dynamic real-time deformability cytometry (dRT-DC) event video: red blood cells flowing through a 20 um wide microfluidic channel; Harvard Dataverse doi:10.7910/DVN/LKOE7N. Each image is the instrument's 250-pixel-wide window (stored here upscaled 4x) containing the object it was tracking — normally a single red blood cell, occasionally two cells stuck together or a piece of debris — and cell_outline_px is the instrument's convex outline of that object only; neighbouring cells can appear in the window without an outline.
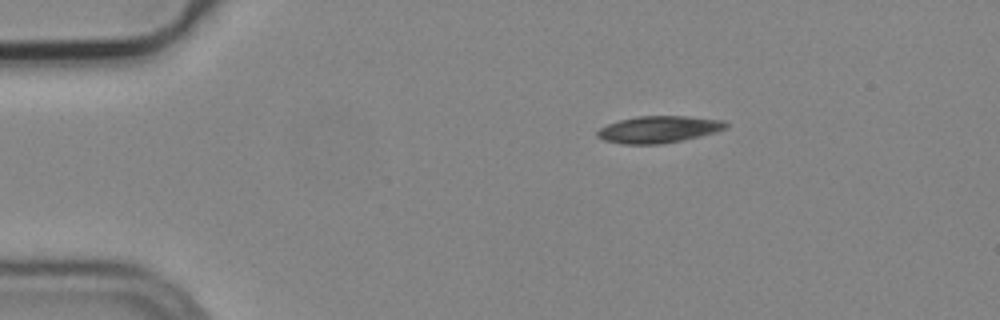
{"species": "common noctule bat (a hibernating species)", "species_latin": "Nyctalus noctula", "temperature_condition": "cold", "stored_images_in_passage": 46, "camera_frame_rate_fps": 3000, "um_per_image_px": 0.085, "animal": {"sex": "male", "body_mass_g": 19.2, "forearm_length_mm": 51.8}, "frame": {"image": 1, "passage_image": 1, "time_ms": 0.0, "image_size_px": [1000, 320], "cell_outline_px": [[728, 124], [724, 128], [716, 132], [680, 140], [660, 144], [624, 144], [604, 140], [596, 136], [596, 132], [600, 128], [608, 124], [620, 120], [636, 116], [684, 116], [724, 120]], "centroid_in_image_um": [55.95, 10.99], "position_along_channel_um": 29.0, "area_um2": 19.88}}
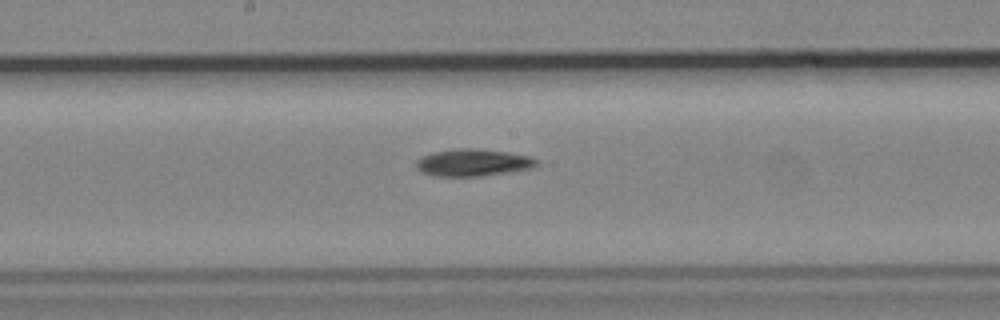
{"frame": {"image": 2, "passage_image": 20, "time_ms": 6.333, "image_size_px": [1000, 320], "cell_outline_px": [[540, 164], [532, 168], [484, 176], [436, 176], [424, 172], [416, 168], [416, 160], [420, 156], [436, 152], [460, 148], [468, 148], [508, 152], [532, 156], [540, 160]], "centroid_in_image_um": [40.27, 13.82], "position_along_channel_um": 207.9, "area_um2": 19.07}}
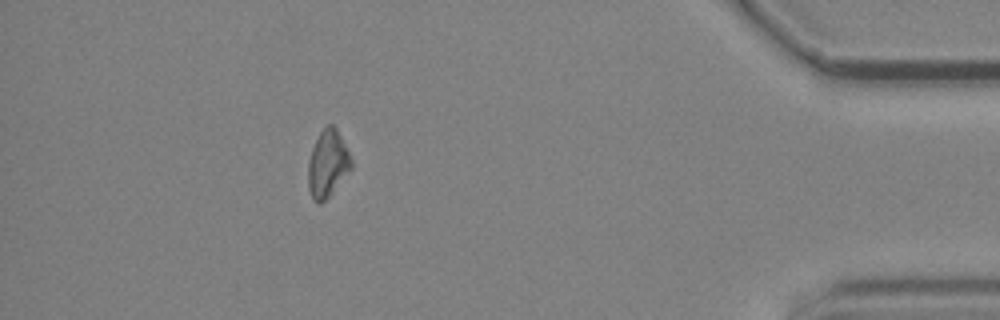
{"frame": {"image": 3, "passage_image": 40, "time_ms": 13.0, "image_size_px": [1000, 320], "cell_outline_px": [[352, 168], [328, 196], [320, 204], [316, 204], [312, 200], [308, 188], [308, 160], [312, 148], [320, 132], [328, 124], [332, 124], [336, 128], [352, 160]], "centroid_in_image_um": [27.82, 13.94], "position_along_channel_um": 407.4, "area_um2": 16.65}, "authors_computed_cell_mechanics": {"area_um2": 18.4093, "velocity_mm_per_s": 3.7727, "shape_relaxation_time_tau1_ms": 6.9315, "shape_relaxation_time_tau2_ms": null, "deformation_change_tau1": 0.1728, "deformation_change_tau2": null}}